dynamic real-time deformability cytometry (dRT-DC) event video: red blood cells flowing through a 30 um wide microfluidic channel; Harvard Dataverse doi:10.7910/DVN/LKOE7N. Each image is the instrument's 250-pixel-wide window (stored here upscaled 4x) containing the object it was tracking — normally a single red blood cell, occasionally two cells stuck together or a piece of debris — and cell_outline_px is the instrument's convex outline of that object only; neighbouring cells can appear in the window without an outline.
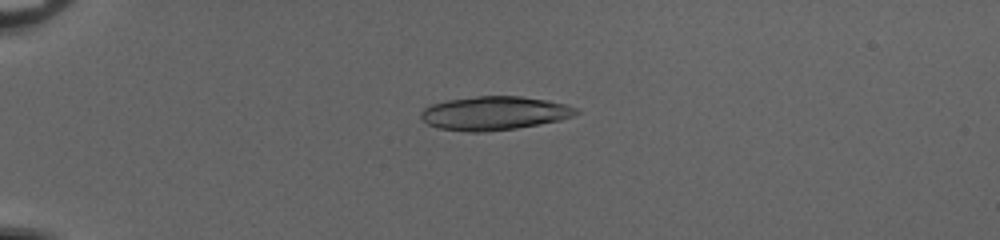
{"species": "common noctule bat (a hibernating species)", "species_latin": "Nyctalus noctula", "temperature_condition": "cold", "stored_images_in_passage": 42, "camera_frame_rate_fps": 3000, "um_per_image_px": 0.085, "animal": {"sex": "female", "body_mass_g": 20.0, "forearm_length_mm": 54.0}, "frame": {"image": 1, "passage_image": 5, "time_ms": 1.333, "image_size_px": [1000, 240], "cell_outline_px": [[580, 112], [572, 116], [560, 120], [516, 128], [484, 132], [468, 132], [436, 128], [428, 124], [420, 116], [420, 112], [424, 108], [432, 104], [448, 100], [476, 96], [520, 96], [548, 100], [568, 104], [576, 108]], "centroid_in_image_um": [42.02, 9.62], "position_along_channel_um": 43.0, "area_um2": 30.52}}